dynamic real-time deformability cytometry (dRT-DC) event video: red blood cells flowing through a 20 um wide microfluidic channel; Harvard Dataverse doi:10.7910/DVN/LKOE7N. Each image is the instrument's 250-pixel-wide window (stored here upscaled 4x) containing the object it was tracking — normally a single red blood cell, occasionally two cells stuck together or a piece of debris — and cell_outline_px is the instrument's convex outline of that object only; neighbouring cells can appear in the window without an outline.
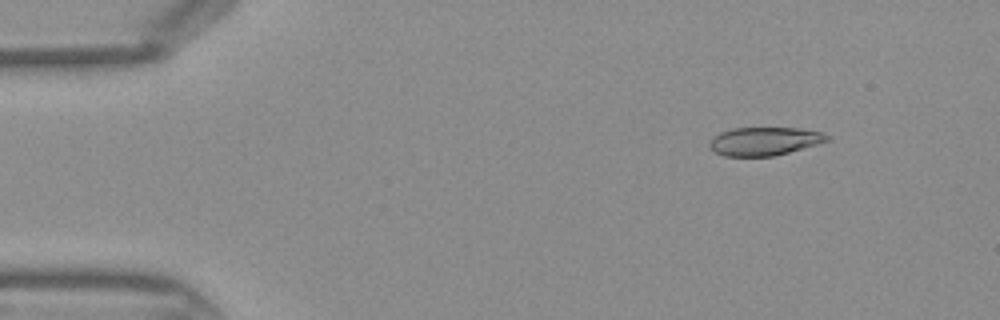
{"species": "Egyptian fruit bat (a non-hibernating species)", "species_latin": "Rousettus aegyptiacus", "temperature_condition": "warm", "stored_images_in_passage": 44, "camera_frame_rate_fps": 3000, "um_per_image_px": 0.085, "frame": {"image": 1, "passage_image": 5, "time_ms": 1.333, "image_size_px": [1000, 320], "cell_outline_px": [[832, 136], [828, 140], [816, 144], [788, 152], [772, 156], [724, 156], [716, 152], [708, 144], [720, 132], [732, 128], [800, 128], [824, 132]], "centroid_in_image_um": [65.01, 11.99], "position_along_channel_um": 20.0, "area_um2": 19.19}}
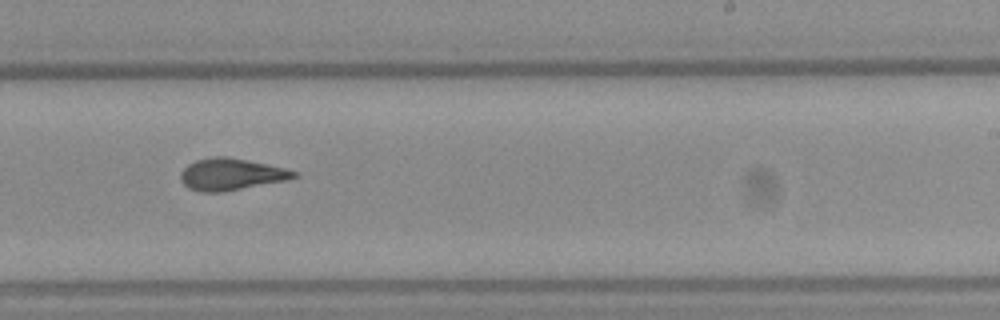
{"frame": {"image": 2, "passage_image": 27, "time_ms": 8.667, "image_size_px": [1000, 320], "cell_outline_px": [[300, 176], [288, 180], [224, 192], [200, 192], [188, 188], [180, 180], [180, 172], [188, 164], [196, 160], [212, 156], [228, 156], [248, 160], [284, 168], [300, 172]], "centroid_in_image_um": [19.66, 14.82], "position_along_channel_um": 269.3, "area_um2": 21.33}}
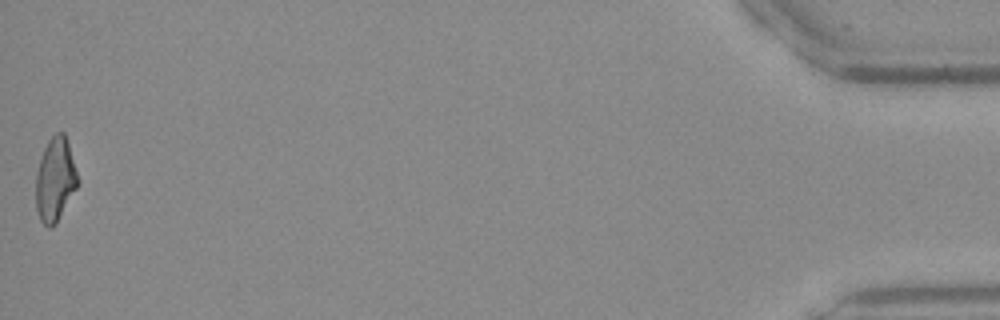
{"frame": {"image": 3, "passage_image": 44, "time_ms": 14.333, "image_size_px": [1000, 320], "cell_outline_px": [[80, 180], [76, 188], [56, 224], [52, 228], [48, 228], [40, 220], [36, 208], [36, 172], [44, 148], [48, 140], [56, 132], [64, 132]], "centroid_in_image_um": [4.69, 15.28], "position_along_channel_um": 430.5, "area_um2": 20.4}}